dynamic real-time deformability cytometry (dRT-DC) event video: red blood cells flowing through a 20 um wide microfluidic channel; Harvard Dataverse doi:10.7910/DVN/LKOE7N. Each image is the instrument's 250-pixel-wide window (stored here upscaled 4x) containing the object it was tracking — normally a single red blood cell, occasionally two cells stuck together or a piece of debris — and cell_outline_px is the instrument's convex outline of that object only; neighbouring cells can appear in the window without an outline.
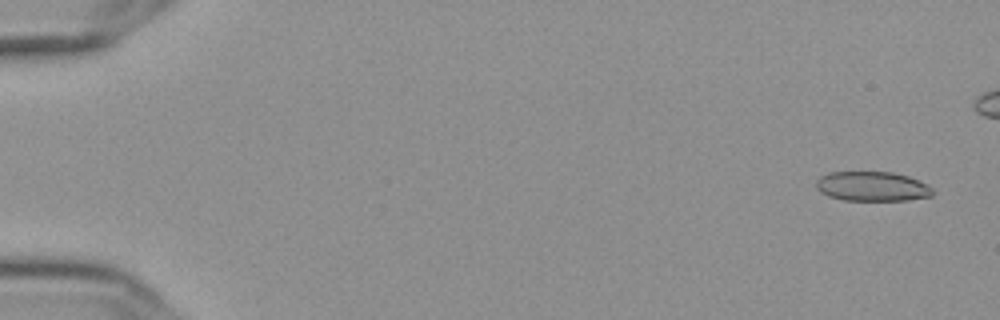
{"species": "Egyptian fruit bat (a non-hibernating species)", "species_latin": "Rousettus aegyptiacus", "temperature_condition": "cold", "stored_images_in_passage": 16, "camera_frame_rate_fps": 3000, "um_per_image_px": 0.085, "frame": {"image": 1, "passage_image": 3, "time_ms": 0.667, "image_size_px": [1000, 320], "cell_outline_px": [[936, 192], [932, 196], [908, 200], [844, 200], [828, 196], [820, 192], [816, 188], [816, 180], [820, 176], [828, 172], [892, 172], [908, 176], [928, 184]], "centroid_in_image_um": [74.15, 15.84], "position_along_channel_um": 10.9, "area_um2": 20.29}}